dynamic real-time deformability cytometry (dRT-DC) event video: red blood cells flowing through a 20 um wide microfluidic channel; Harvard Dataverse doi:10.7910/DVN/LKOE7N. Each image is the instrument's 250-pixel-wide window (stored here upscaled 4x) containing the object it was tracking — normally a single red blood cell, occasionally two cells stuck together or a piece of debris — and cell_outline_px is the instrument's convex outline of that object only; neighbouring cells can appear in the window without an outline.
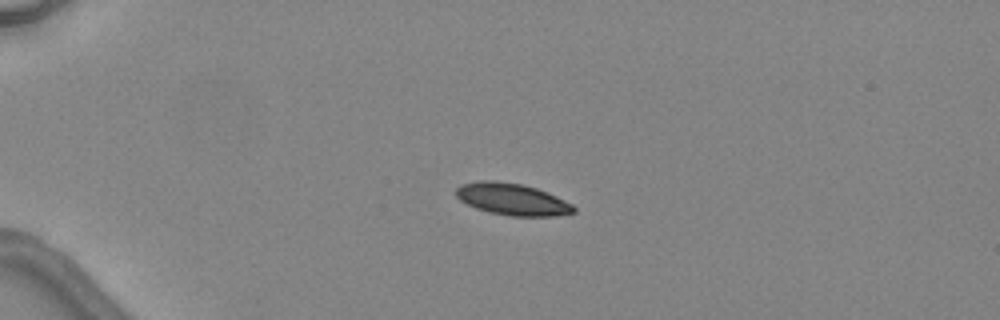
{"species": "common noctule bat (a hibernating species)", "species_latin": "Nyctalus noctula", "temperature_condition": "warm", "stored_images_in_passage": 4, "camera_frame_rate_fps": 3000, "um_per_image_px": 0.085, "animal": {"sex": "female", "body_mass_g": 24.6, "forearm_length_mm": 56.2}, "frame": {"image": 1, "passage_image": 3, "time_ms": 2.333, "image_size_px": [1000, 320], "cell_outline_px": [[576, 212], [556, 216], [508, 216], [488, 212], [476, 208], [460, 200], [456, 196], [456, 188], [460, 184], [480, 180], [496, 180], [520, 184], [536, 188], [548, 192], [572, 204], [576, 208]], "centroid_in_image_um": [43.53, 16.93], "position_along_channel_um": 41.5, "area_um2": 21.96}}